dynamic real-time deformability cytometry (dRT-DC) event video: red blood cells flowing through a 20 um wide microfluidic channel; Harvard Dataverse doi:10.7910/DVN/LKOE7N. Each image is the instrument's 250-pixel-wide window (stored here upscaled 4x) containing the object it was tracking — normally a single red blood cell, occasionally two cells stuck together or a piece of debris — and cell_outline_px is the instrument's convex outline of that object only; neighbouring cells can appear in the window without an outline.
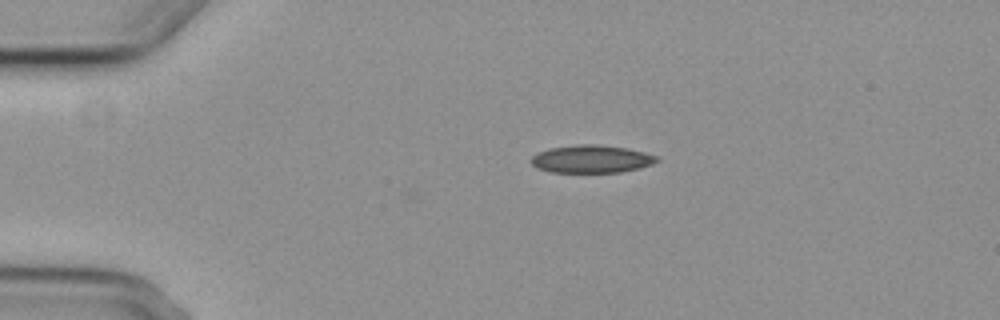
{"species": "common noctule bat (a hibernating species)", "species_latin": "Nyctalus noctula", "temperature_condition": "cold", "stored_images_in_passage": 5, "camera_frame_rate_fps": 3000, "um_per_image_px": 0.085, "animal": {"sex": "female", "body_mass_g": 29.2, "forearm_length_mm": 56.3}, "frame": {"image": 1, "passage_image": 2, "time_ms": 2.0, "image_size_px": [1000, 320], "cell_outline_px": [[660, 160], [652, 164], [640, 168], [620, 172], [552, 172], [536, 168], [528, 160], [532, 156], [540, 152], [552, 148], [576, 144], [600, 144], [628, 148], [644, 152], [656, 156]], "centroid_in_image_um": [50.28, 13.51], "position_along_channel_um": 34.7, "area_um2": 20.4}}
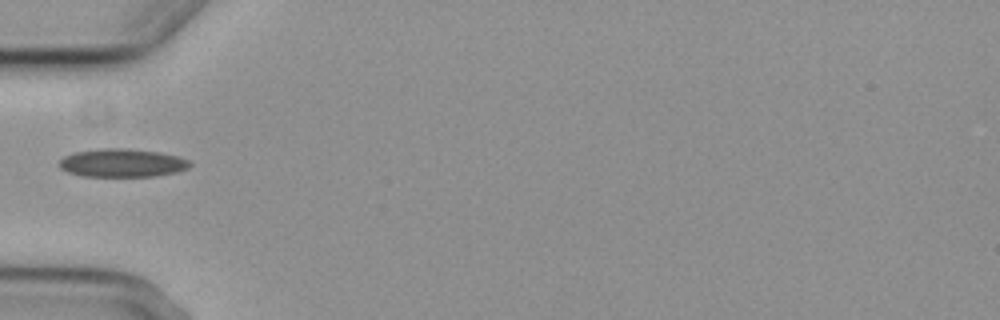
{"frame": {"image": 2, "passage_image": 4, "time_ms": 4.333, "image_size_px": [1000, 320], "cell_outline_px": [[192, 164], [188, 168], [176, 172], [156, 176], [80, 176], [68, 172], [60, 168], [56, 164], [64, 156], [76, 152], [100, 148], [124, 148], [160, 152], [180, 156], [188, 160]], "centroid_in_image_um": [10.38, 13.84], "position_along_channel_um": 74.6, "area_um2": 21.68}}
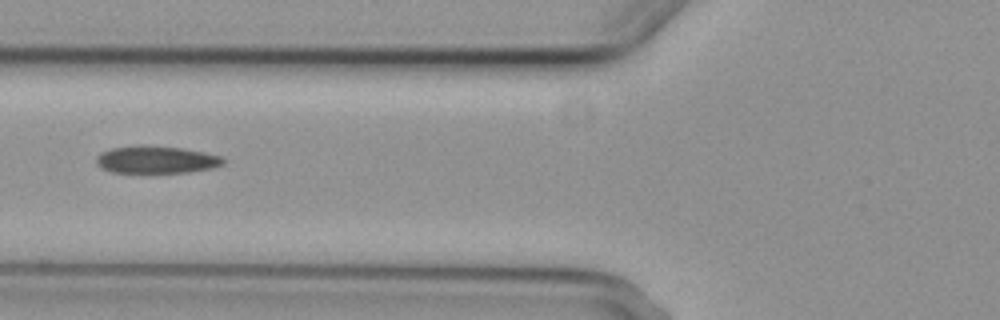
{"frame": {"image": 3, "passage_image": 5, "time_ms": 5.333, "image_size_px": [1000, 320], "cell_outline_px": [[224, 164], [216, 168], [188, 172], [112, 172], [100, 168], [96, 160], [96, 156], [100, 152], [112, 148], [180, 148], [204, 152], [224, 156]], "centroid_in_image_um": [13.36, 13.62], "position_along_channel_um": 112.4, "area_um2": 19.48}}